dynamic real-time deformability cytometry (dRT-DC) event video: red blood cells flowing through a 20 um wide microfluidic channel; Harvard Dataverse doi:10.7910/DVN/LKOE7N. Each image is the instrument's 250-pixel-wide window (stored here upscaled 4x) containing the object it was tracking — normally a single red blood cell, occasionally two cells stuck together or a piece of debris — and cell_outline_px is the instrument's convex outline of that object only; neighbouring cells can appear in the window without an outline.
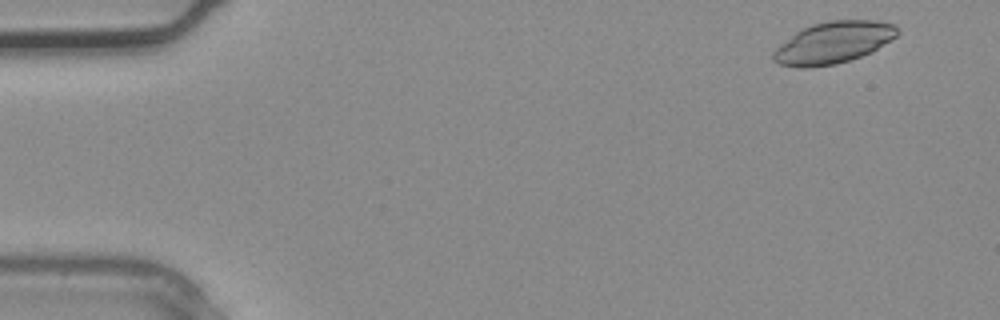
{"species": "common noctule bat (a hibernating species)", "species_latin": "Nyctalus noctula", "temperature_condition": "warm", "stored_images_in_passage": 3, "camera_frame_rate_fps": 3000, "um_per_image_px": 0.085, "animal": {"sex": "male", "body_mass_g": 20.4}, "frame": {"image": 1, "passage_image": 1, "time_ms": 0.0, "image_size_px": [1000, 320], "cell_outline_px": [[900, 32], [896, 36], [872, 52], [836, 64], [808, 68], [800, 68], [780, 64], [772, 60], [772, 52], [780, 44], [796, 32], [812, 24], [832, 20], [876, 20], [896, 24]], "centroid_in_image_um": [70.84, 3.62], "position_along_channel_um": 14.2, "area_um2": 30.17}}
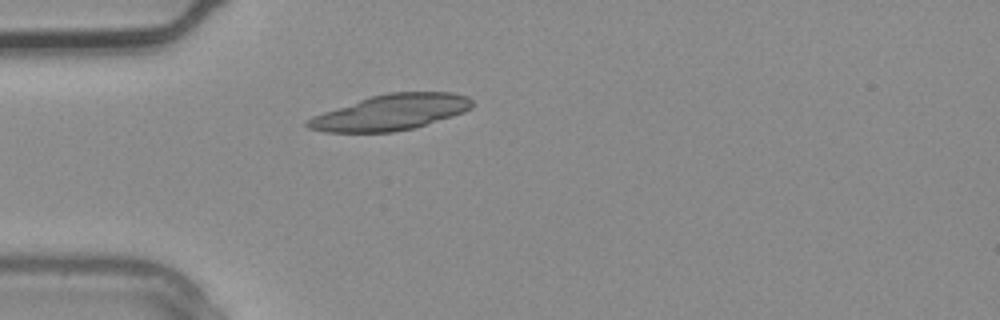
{"frame": {"image": 2, "passage_image": 3, "time_ms": 0.667, "image_size_px": [1000, 320], "cell_outline_px": [[472, 108], [464, 112], [452, 116], [412, 128], [392, 132], [324, 132], [308, 128], [304, 124], [312, 116], [368, 96], [388, 92], [452, 92], [468, 96], [472, 100]], "centroid_in_image_um": [33.2, 9.54], "position_along_channel_um": 51.8, "area_um2": 34.16}}